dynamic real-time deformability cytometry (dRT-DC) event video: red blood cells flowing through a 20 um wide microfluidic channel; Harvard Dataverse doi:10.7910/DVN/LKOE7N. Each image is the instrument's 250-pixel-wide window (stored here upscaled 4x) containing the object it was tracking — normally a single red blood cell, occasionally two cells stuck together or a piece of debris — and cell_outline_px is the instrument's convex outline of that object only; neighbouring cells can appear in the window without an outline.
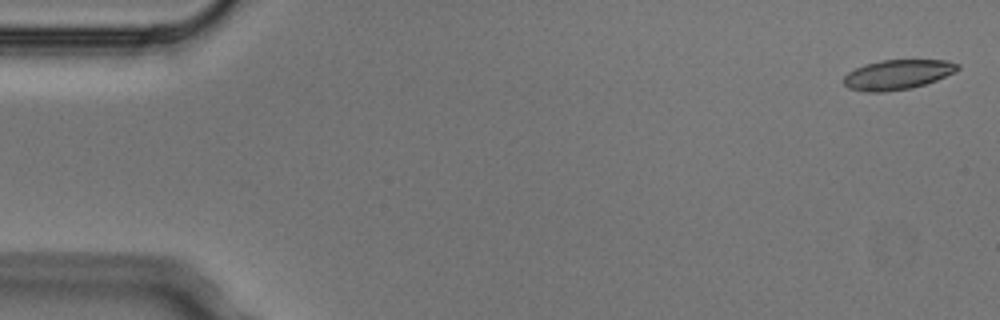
{"species": "Egyptian fruit bat (a non-hibernating species)", "species_latin": "Rousettus aegyptiacus", "temperature_condition": "cold", "stored_images_in_passage": 5, "camera_frame_rate_fps": 3000, "um_per_image_px": 0.085, "animal": {"sex": "male"}, "frame": {"image": 1, "passage_image": 1, "time_ms": 0.0, "image_size_px": [1000, 320], "cell_outline_px": [[960, 68], [956, 72], [936, 80], [912, 88], [884, 92], [864, 92], [848, 88], [844, 84], [844, 76], [848, 72], [864, 64], [880, 60], [948, 60], [960, 64]], "centroid_in_image_um": [76.3, 6.34], "position_along_channel_um": 8.7, "area_um2": 19.94}}